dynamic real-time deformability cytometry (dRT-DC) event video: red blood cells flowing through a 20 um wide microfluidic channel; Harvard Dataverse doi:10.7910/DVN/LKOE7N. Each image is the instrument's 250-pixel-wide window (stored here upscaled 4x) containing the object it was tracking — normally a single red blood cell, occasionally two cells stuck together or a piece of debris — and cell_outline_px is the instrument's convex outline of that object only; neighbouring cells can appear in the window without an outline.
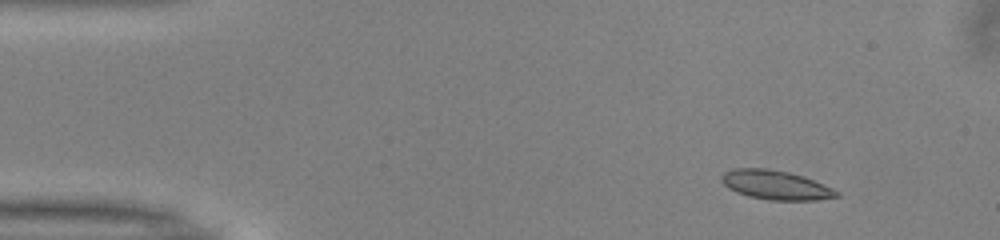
{"species": "common noctule bat (a hibernating species)", "species_latin": "Nyctalus noctula", "temperature_condition": "warm", "stored_images_in_passage": 50, "camera_frame_rate_fps": 3000, "um_per_image_px": 0.085, "animal": {"sex": "male", "body_mass_g": 13.0, "forearm_length_mm": 53.1}, "frame": {"image": 1, "passage_image": 5, "time_ms": 1.333, "image_size_px": [1000, 240], "cell_outline_px": [[840, 196], [816, 200], [772, 200], [748, 196], [736, 192], [728, 188], [720, 180], [720, 176], [724, 172], [732, 168], [768, 168], [788, 172], [804, 176], [832, 188], [840, 192]], "centroid_in_image_um": [65.91, 15.71], "position_along_channel_um": 19.1, "area_um2": 19.65}}
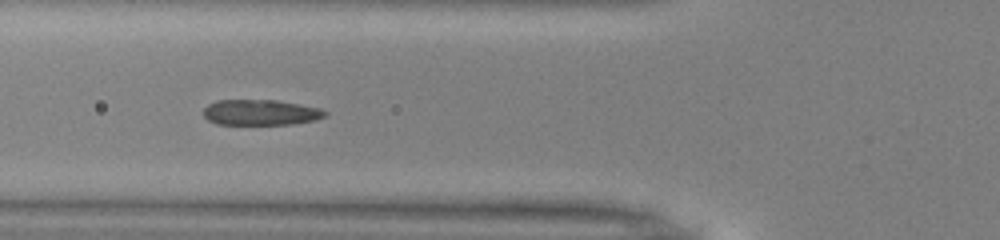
{"frame": {"image": 2, "passage_image": 18, "time_ms": 5.667, "image_size_px": [1000, 240], "cell_outline_px": [[328, 112], [324, 116], [316, 120], [292, 124], [216, 124], [208, 120], [204, 116], [204, 108], [208, 104], [216, 100], [276, 100], [320, 108]], "centroid_in_image_um": [22.14, 9.55], "position_along_channel_um": 103.7, "area_um2": 18.09}}
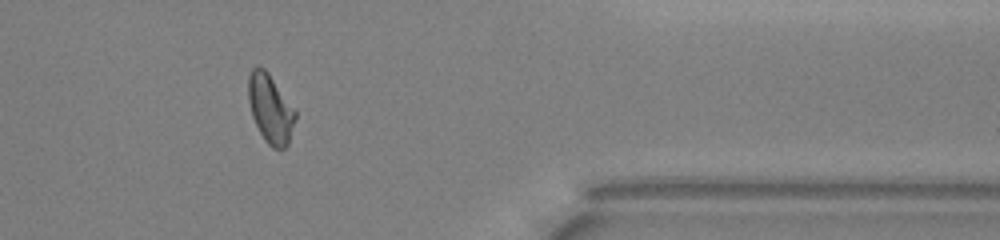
{"frame": {"image": 3, "passage_image": 41, "time_ms": 13.333, "image_size_px": [1000, 240], "cell_outline_px": [[296, 120], [288, 144], [284, 148], [272, 148], [264, 140], [252, 116], [248, 100], [248, 76], [252, 68], [256, 64], [260, 64], [268, 72], [296, 112]], "centroid_in_image_um": [22.96, 9.21], "position_along_channel_um": 388.4, "area_um2": 18.84}, "authors_computed_cell_mechanics": {"area_um2": 18.8428, "velocity_mm_per_s": 4.0136, "shape_relaxation_time_tau1_ms": 4.3427, "shape_relaxation_time_tau2_ms": 1.2445, "deformation_change_tau1": 0.1344, "deformation_change_tau2": 0.0734}}